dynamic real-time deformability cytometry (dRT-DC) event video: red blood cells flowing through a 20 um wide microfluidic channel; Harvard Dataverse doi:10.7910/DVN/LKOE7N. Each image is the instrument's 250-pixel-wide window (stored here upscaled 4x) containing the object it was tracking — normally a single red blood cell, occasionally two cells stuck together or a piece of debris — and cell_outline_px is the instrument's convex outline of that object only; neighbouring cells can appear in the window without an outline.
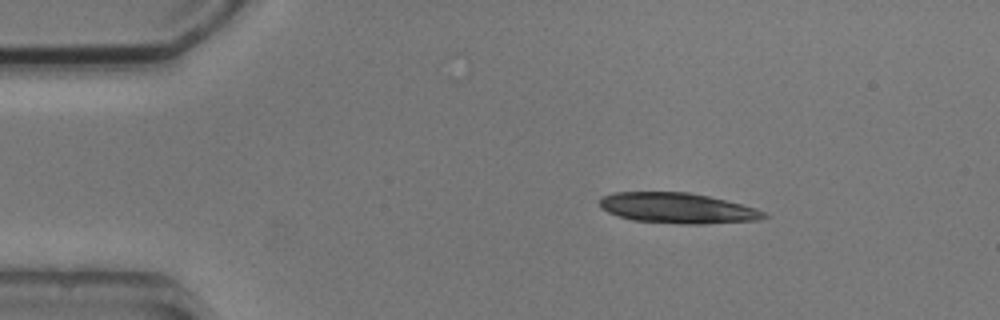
{"species": "common noctule bat (a hibernating species)", "species_latin": "Nyctalus noctula", "temperature_condition": "cold", "stored_images_in_passage": 9, "camera_frame_rate_fps": 3000, "um_per_image_px": 0.085, "animal": {"sex": "male", "body_mass_g": 20.5, "forearm_length_mm": 52.5}, "frame": {"image": 1, "passage_image": 1, "time_ms": 0.0, "image_size_px": [1000, 320], "cell_outline_px": [[772, 216], [760, 220], [704, 224], [680, 224], [632, 220], [608, 212], [600, 208], [600, 196], [612, 192], [688, 192], [708, 196], [756, 208]], "centroid_in_image_um": [57.59, 17.69], "position_along_channel_um": 27.4, "area_um2": 29.3}}
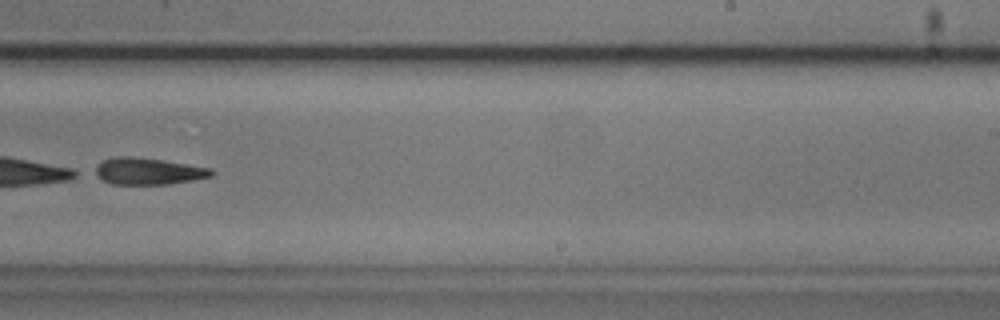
{"frame": {"image": 2, "passage_image": 8, "time_ms": 8.333, "image_size_px": [1000, 320], "cell_outline_px": [[216, 172], [212, 176], [192, 180], [168, 184], [112, 184], [104, 180], [92, 172], [104, 160], [120, 156], [128, 156], [160, 160], [212, 168]], "centroid_in_image_um": [12.63, 14.56], "position_along_channel_um": 276.4, "area_um2": 17.8}}